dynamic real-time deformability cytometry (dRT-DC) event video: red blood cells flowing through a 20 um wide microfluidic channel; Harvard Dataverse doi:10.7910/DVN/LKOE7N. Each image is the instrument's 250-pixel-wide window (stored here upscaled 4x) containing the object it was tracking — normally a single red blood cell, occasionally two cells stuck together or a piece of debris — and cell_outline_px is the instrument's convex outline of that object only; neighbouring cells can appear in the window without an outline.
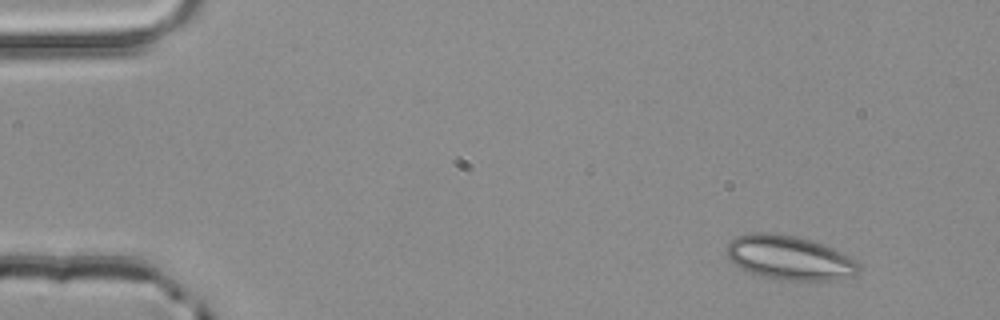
{"species": "common noctule bat (a hibernating species)", "species_latin": "Nyctalus noctula", "temperature_condition": "room temperature", "stored_images_in_passage": 4, "camera_frame_rate_fps": 3000, "um_per_image_px": 0.085, "animal": {"sex": "male", "body_mass_g": 20.4}, "frame": {"image": 1, "passage_image": 1, "time_ms": 0.0, "image_size_px": [1000, 320], "cell_outline_px": [[860, 268], [856, 276], [836, 280], [784, 280], [760, 276], [732, 264], [724, 252], [724, 248], [736, 236], [752, 232], [772, 232], [796, 236], [812, 240], [832, 248], [856, 260]], "centroid_in_image_um": [67.07, 21.9], "position_along_channel_um": 17.9, "area_um2": 34.39}}